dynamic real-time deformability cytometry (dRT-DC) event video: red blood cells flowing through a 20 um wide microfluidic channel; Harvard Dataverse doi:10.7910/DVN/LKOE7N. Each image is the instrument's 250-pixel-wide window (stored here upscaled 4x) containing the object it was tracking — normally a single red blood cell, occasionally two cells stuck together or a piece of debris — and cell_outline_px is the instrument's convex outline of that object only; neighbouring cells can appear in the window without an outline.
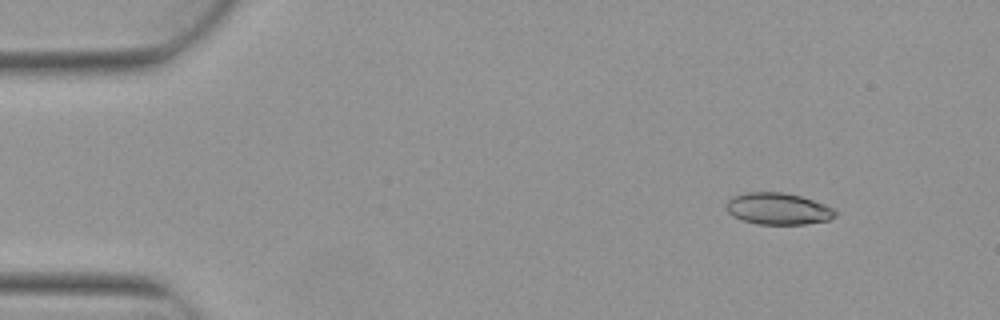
{"species": "Egyptian fruit bat (a non-hibernating species)", "species_latin": "Rousettus aegyptiacus", "temperature_condition": "warm", "stored_images_in_passage": 4, "camera_frame_rate_fps": 3000, "um_per_image_px": 0.085, "animal": {"sex": "female"}, "frame": {"image": 1, "passage_image": 2, "time_ms": 0.333, "image_size_px": [1000, 320], "cell_outline_px": [[836, 216], [828, 220], [804, 224], [756, 224], [732, 216], [724, 208], [724, 204], [732, 196], [748, 192], [784, 192], [800, 196], [824, 204], [832, 208], [836, 212]], "centroid_in_image_um": [66.08, 17.74], "position_along_channel_um": 18.9, "area_um2": 20.17}}
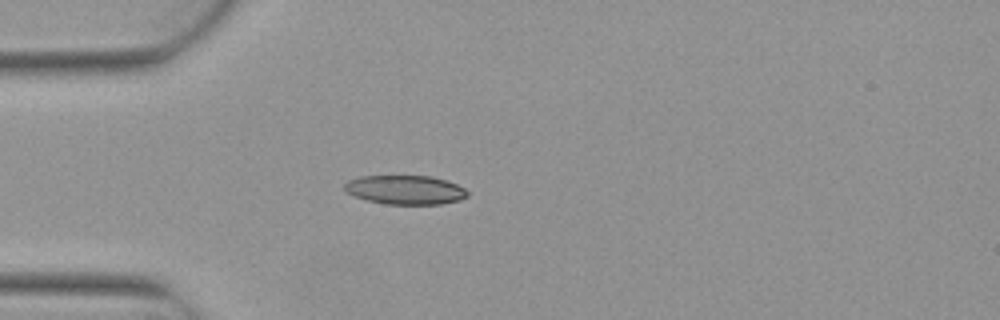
{"frame": {"image": 2, "passage_image": 4, "time_ms": 1.0, "image_size_px": [1000, 320], "cell_outline_px": [[468, 196], [460, 200], [440, 204], [384, 204], [368, 200], [356, 196], [348, 192], [344, 188], [344, 184], [348, 180], [360, 176], [432, 176], [456, 184], [464, 188], [468, 192]], "centroid_in_image_um": [34.46, 16.13], "position_along_channel_um": 50.5, "area_um2": 20.69}}